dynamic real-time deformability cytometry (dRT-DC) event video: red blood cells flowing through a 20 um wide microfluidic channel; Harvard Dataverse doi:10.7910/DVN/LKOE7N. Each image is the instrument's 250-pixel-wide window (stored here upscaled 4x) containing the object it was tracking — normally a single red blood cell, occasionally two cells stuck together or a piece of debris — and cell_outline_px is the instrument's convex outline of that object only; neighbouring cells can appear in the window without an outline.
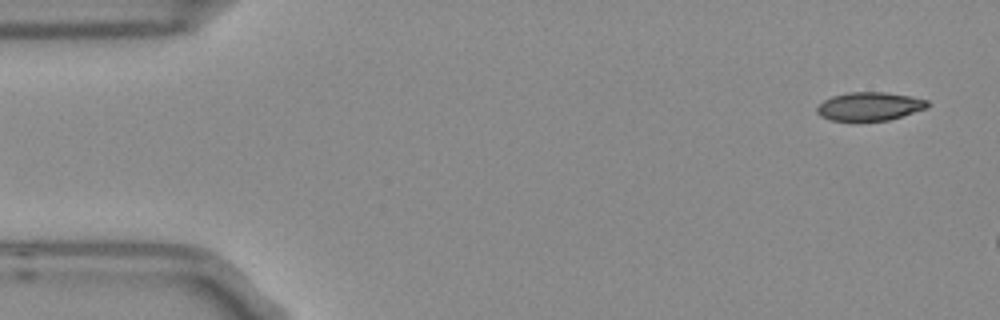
{"species": "Egyptian fruit bat (a non-hibernating species)", "species_latin": "Rousettus aegyptiacus", "temperature_condition": "room temperature", "stored_images_in_passage": 3, "camera_frame_rate_fps": 3000, "um_per_image_px": 0.085, "frame": {"image": 1, "passage_image": 1, "time_ms": 0.0, "image_size_px": [1000, 320], "cell_outline_px": [[928, 108], [888, 120], [828, 120], [820, 116], [816, 112], [816, 108], [824, 100], [832, 96], [848, 92], [884, 92], [912, 96], [928, 100]], "centroid_in_image_um": [73.91, 9.03], "position_along_channel_um": 11.1, "area_um2": 18.26}}